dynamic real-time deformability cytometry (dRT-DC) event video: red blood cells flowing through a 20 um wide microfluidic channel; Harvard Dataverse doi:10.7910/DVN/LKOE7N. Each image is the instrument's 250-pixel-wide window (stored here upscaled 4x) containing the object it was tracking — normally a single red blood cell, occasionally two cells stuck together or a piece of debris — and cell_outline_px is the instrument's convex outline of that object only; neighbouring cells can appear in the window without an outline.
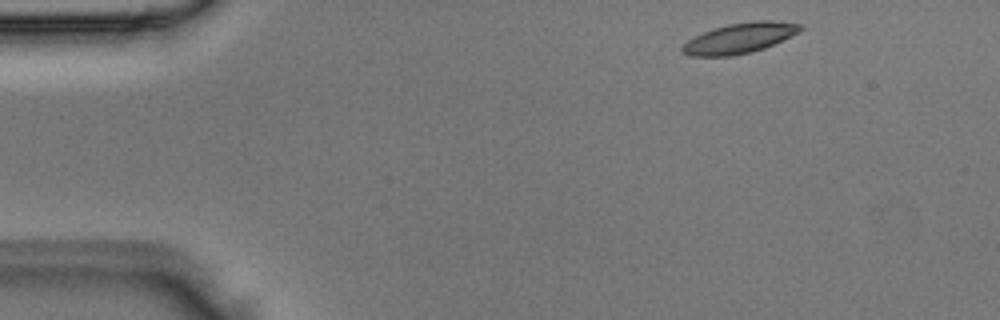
{"species": "Egyptian fruit bat (a non-hibernating species)", "species_latin": "Rousettus aegyptiacus", "temperature_condition": "room temperature", "stored_images_in_passage": 3, "camera_frame_rate_fps": 3000, "um_per_image_px": 0.085, "animal": {"sex": "male"}, "frame": {"image": 1, "passage_image": 1, "time_ms": 0.0, "image_size_px": [1000, 320], "cell_outline_px": [[804, 28], [800, 32], [764, 48], [752, 52], [732, 56], [688, 56], [680, 52], [680, 48], [688, 40], [704, 32], [728, 24], [756, 20], [772, 20], [804, 24]], "centroid_in_image_um": [62.9, 3.24], "position_along_channel_um": 22.1, "area_um2": 20.92}}
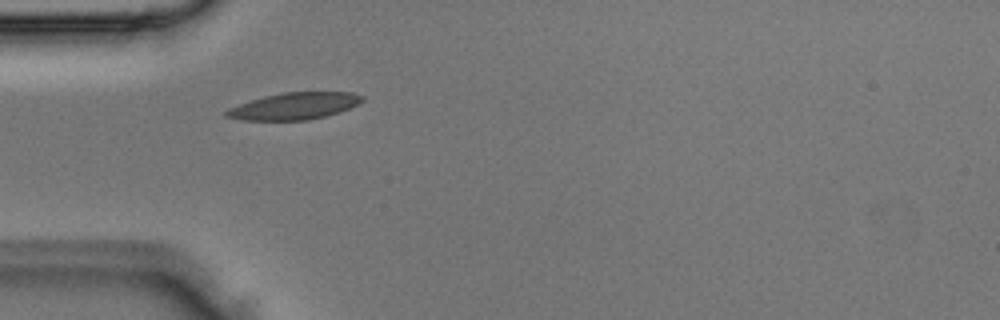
{"frame": {"image": 2, "passage_image": 3, "time_ms": 0.667, "image_size_px": [1000, 320], "cell_outline_px": [[364, 100], [340, 112], [308, 120], [244, 120], [224, 116], [224, 112], [228, 108], [264, 96], [284, 92], [352, 92], [364, 96]], "centroid_in_image_um": [25.01, 9.01], "position_along_channel_um": 60.0, "area_um2": 21.1}}